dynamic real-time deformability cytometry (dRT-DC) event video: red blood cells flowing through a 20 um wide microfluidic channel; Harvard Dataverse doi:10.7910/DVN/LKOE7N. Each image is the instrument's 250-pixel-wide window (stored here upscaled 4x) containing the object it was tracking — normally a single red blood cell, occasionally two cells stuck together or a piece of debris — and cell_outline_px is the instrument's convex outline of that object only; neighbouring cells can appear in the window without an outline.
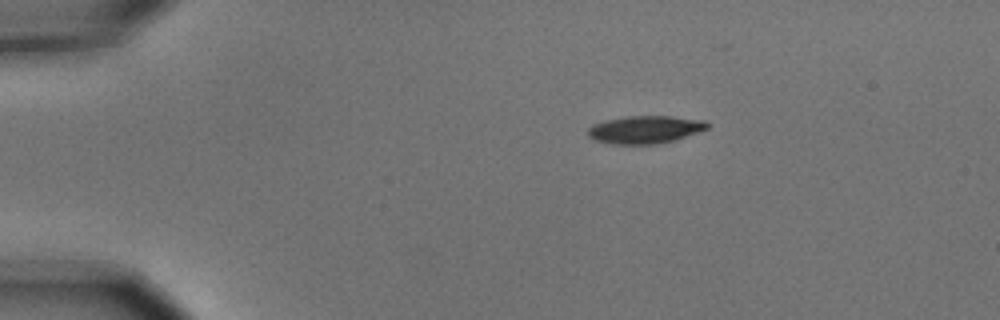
{"species": "common noctule bat (a hibernating species)", "species_latin": "Nyctalus noctula", "temperature_condition": "cold", "stored_images_in_passage": 9, "camera_frame_rate_fps": 3000, "um_per_image_px": 0.085, "animal": {"sex": "male", "body_mass_g": 15.6}, "frame": {"image": 1, "passage_image": 1, "time_ms": 0.0, "image_size_px": [1000, 320], "cell_outline_px": [[708, 128], [672, 140], [656, 144], [612, 144], [596, 140], [588, 136], [588, 128], [592, 124], [604, 120], [628, 116], [672, 116], [704, 120], [708, 124]], "centroid_in_image_um": [54.78, 11.0], "position_along_channel_um": 30.2, "area_um2": 19.07}}
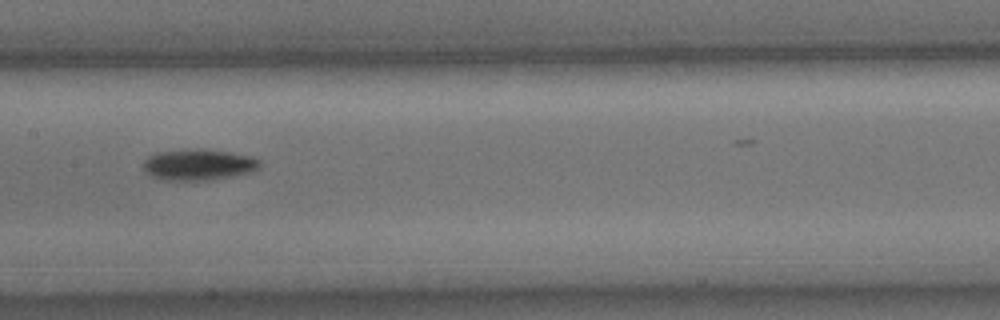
{"frame": {"image": 2, "passage_image": 6, "time_ms": 1.667, "image_size_px": [1000, 320], "cell_outline_px": [[260, 168], [252, 172], [232, 176], [204, 180], [160, 180], [144, 172], [144, 160], [148, 156], [156, 152], [196, 148], [228, 152], [252, 156], [260, 160]], "centroid_in_image_um": [16.86, 13.99], "position_along_channel_um": 190.5, "area_um2": 21.21}}
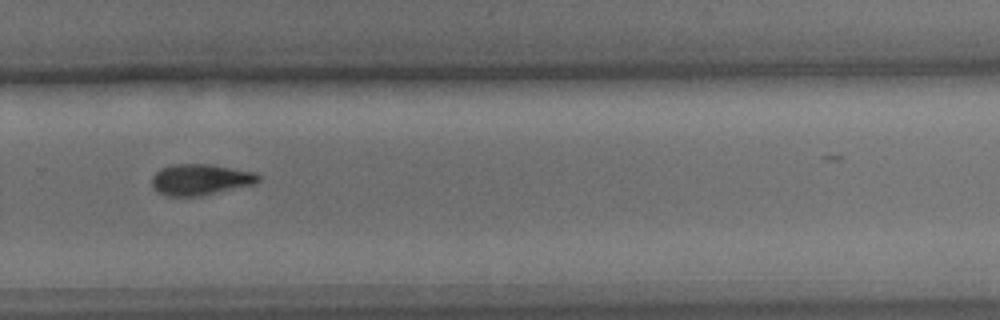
{"frame": {"image": 3, "passage_image": 9, "time_ms": 2.667, "image_size_px": [1000, 320], "cell_outline_px": [[260, 180], [256, 184], [200, 196], [168, 196], [156, 192], [152, 188], [152, 176], [160, 168], [172, 164], [212, 164], [256, 172], [260, 176]], "centroid_in_image_um": [17.04, 15.26], "position_along_channel_um": 312.8, "area_um2": 19.59}}